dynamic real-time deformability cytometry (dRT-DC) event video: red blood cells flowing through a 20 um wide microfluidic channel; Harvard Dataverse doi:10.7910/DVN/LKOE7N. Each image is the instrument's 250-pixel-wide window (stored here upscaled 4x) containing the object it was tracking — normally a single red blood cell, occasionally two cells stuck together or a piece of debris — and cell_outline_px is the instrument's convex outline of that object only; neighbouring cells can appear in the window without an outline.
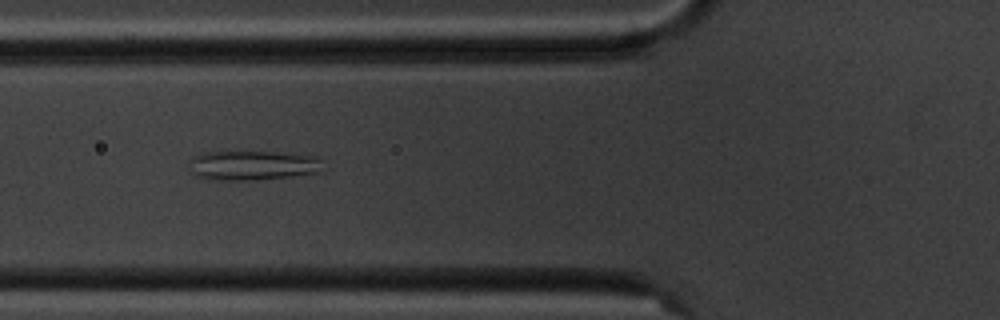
{"species": "common noctule bat (a hibernating species)", "species_latin": "Nyctalus noctula", "temperature_condition": "cold", "stored_images_in_passage": 7, "camera_frame_rate_fps": 3000, "um_per_image_px": 0.085, "animal": {"sex": "male", "body_mass_g": 20.1, "forearm_length_mm": 53.5}, "frame": {"image": 1, "passage_image": 6, "time_ms": 5.667, "image_size_px": [1000, 320], "cell_outline_px": [[320, 172], [292, 176], [252, 180], [216, 180], [196, 176], [188, 172], [188, 160], [192, 156], [200, 152], [276, 152], [316, 156], [320, 160]], "centroid_in_image_um": [21.36, 14.05], "position_along_channel_um": 104.4, "area_um2": 23.24}}